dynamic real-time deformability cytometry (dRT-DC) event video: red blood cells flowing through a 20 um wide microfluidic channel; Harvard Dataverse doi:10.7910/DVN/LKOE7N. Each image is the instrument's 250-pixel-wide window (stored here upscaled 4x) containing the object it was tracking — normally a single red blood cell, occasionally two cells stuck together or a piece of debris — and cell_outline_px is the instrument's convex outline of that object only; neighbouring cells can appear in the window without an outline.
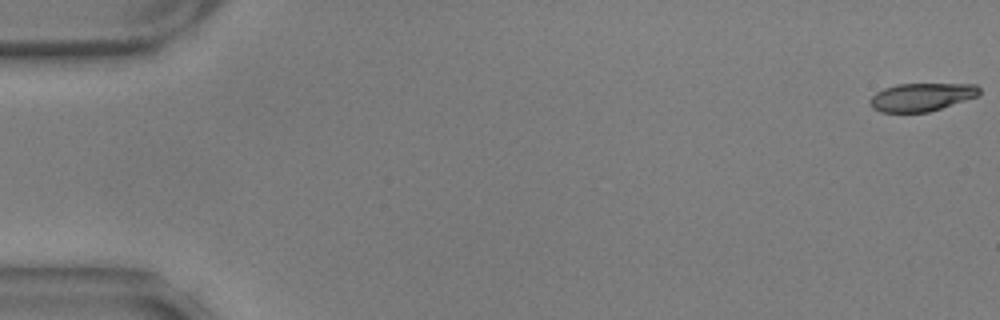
{"species": "common noctule bat (a hibernating species)", "species_latin": "Nyctalus noctula", "temperature_condition": "warm", "stored_images_in_passage": 57, "camera_frame_rate_fps": 3000, "um_per_image_px": 0.085, "animal": {"sex": "male", "body_mass_g": 17.9, "forearm_length_mm": 54.2}, "frame": {"image": 1, "passage_image": 1, "time_ms": 0.0, "image_size_px": [1000, 320], "cell_outline_px": [[980, 96], [928, 112], [880, 112], [872, 108], [868, 104], [868, 100], [876, 92], [884, 88], [896, 84], [976, 84], [980, 88]], "centroid_in_image_um": [78.32, 8.25], "position_along_channel_um": 6.7, "area_um2": 18.09}}
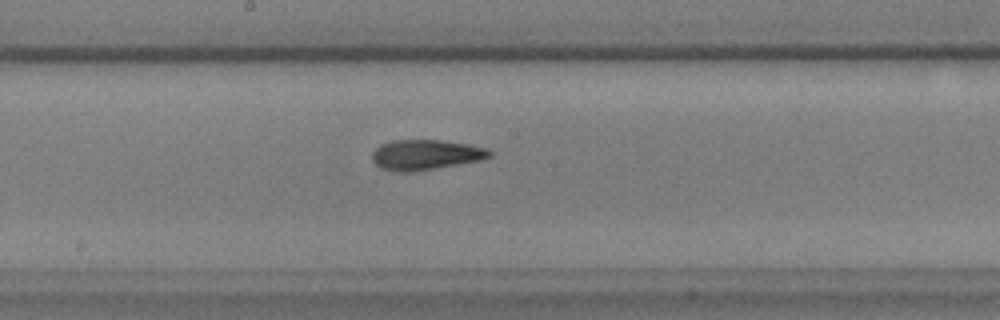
{"frame": {"image": 2, "passage_image": 31, "time_ms": 10.0, "image_size_px": [1000, 320], "cell_outline_px": [[492, 156], [480, 160], [412, 172], [392, 172], [380, 168], [372, 160], [372, 152], [380, 144], [392, 140], [440, 140], [468, 144], [484, 148], [492, 152]], "centroid_in_image_um": [36.12, 13.16], "position_along_channel_um": 212.1, "area_um2": 20.63}}
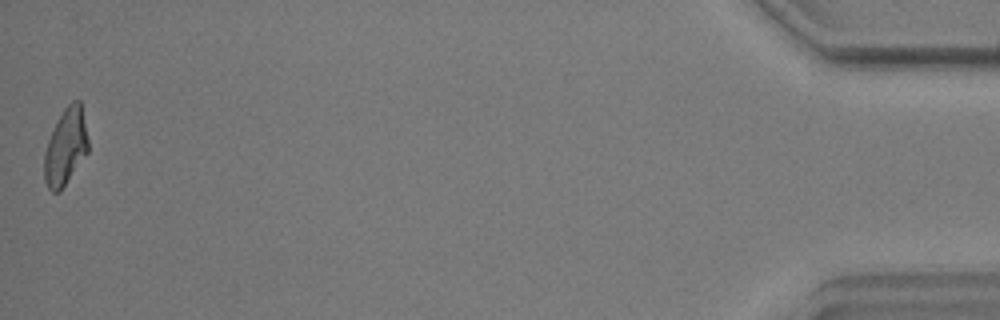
{"frame": {"image": 3, "passage_image": 57, "time_ms": 18.667, "image_size_px": [1000, 320], "cell_outline_px": [[88, 152], [60, 192], [52, 192], [48, 188], [44, 180], [44, 152], [48, 140], [64, 108], [72, 100], [80, 100], [88, 140]], "centroid_in_image_um": [5.57, 12.51], "position_along_channel_um": 429.6, "area_um2": 19.42}, "authors_computed_cell_mechanics": {"area_um2": 19.9988, "velocity_mm_per_s": 3.5646, "shape_relaxation_time_tau1_ms": 5.6098, "shape_relaxation_time_tau2_ms": 2.2897, "deformation_change_tau1": 0.2046, "deformation_change_tau2": 0.1045}}